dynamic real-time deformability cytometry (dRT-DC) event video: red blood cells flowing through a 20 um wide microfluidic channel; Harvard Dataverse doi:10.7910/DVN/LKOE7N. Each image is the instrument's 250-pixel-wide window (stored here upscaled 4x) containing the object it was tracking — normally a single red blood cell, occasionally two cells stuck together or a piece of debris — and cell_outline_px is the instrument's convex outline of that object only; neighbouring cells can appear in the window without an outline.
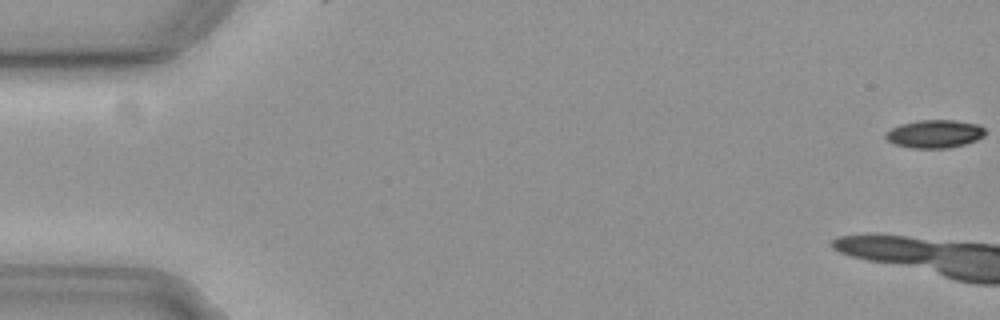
{"species": "common noctule bat (a hibernating species)", "species_latin": "Nyctalus noctula", "temperature_condition": "cold", "stored_images_in_passage": 12, "camera_frame_rate_fps": 3000, "um_per_image_px": 0.085, "animal": {"sex": "female", "body_mass_g": 19.3, "forearm_length_mm": 54.1}, "frame": {"image": 1, "passage_image": 1, "time_ms": 0.0, "image_size_px": [1000, 320], "cell_outline_px": [[984, 136], [976, 140], [964, 144], [948, 148], [912, 148], [892, 144], [884, 136], [892, 128], [900, 124], [920, 120], [952, 120], [976, 124], [984, 128]], "centroid_in_image_um": [79.42, 11.39], "position_along_channel_um": 5.6, "area_um2": 16.13}}